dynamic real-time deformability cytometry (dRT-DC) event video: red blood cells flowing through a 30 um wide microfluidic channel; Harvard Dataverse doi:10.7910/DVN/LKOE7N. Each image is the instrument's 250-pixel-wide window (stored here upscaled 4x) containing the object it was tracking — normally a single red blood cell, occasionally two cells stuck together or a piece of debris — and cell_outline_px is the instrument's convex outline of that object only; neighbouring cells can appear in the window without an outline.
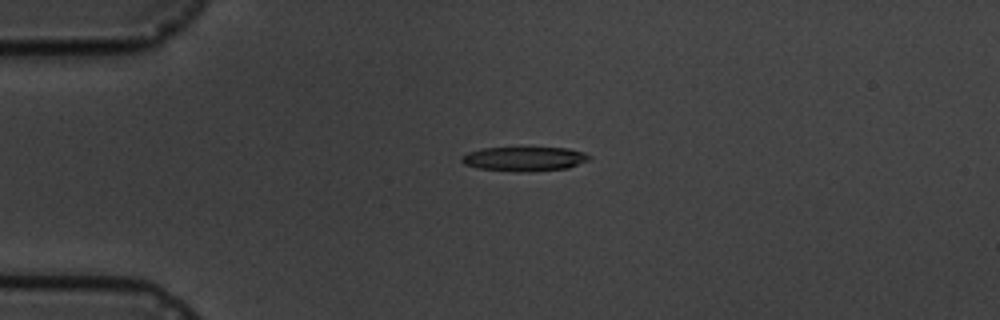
{"species": "common noctule bat (a hibernating species)", "species_latin": "Nyctalus noctula", "temperature_condition": "cold", "stored_images_in_passage": 5, "camera_frame_rate_fps": 3000, "um_per_image_px": 0.085, "animal": {"sex": "male", "body_mass_g": 19.5, "forearm_length_mm": 54.6}, "frame": {"image": 1, "passage_image": 4, "time_ms": 3.667, "image_size_px": [1000, 320], "cell_outline_px": [[592, 156], [588, 160], [568, 168], [528, 172], [516, 172], [480, 168], [464, 164], [460, 160], [460, 156], [468, 152], [484, 148], [568, 148], [584, 152]], "centroid_in_image_um": [44.57, 13.51], "position_along_channel_um": 40.4, "area_um2": 18.09}}